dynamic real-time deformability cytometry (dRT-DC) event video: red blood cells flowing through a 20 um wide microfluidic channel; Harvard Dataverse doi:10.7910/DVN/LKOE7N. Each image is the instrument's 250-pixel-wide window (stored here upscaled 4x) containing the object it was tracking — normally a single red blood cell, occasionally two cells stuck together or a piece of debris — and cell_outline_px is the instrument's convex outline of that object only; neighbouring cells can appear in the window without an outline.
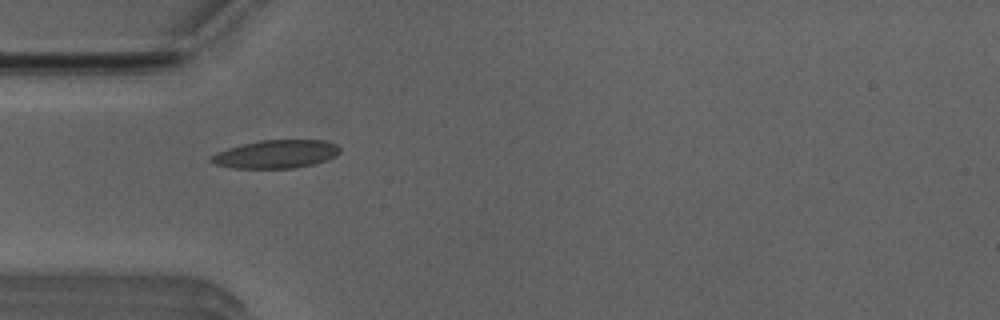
{"species": "Egyptian fruit bat (a non-hibernating species)", "species_latin": "Rousettus aegyptiacus", "temperature_condition": "room temperature", "stored_images_in_passage": 6, "camera_frame_rate_fps": 3000, "um_per_image_px": 0.085, "animal": {"sex": "male"}, "frame": {"image": 1, "passage_image": 4, "time_ms": 4.333, "image_size_px": [1000, 320], "cell_outline_px": [[340, 152], [336, 156], [312, 164], [292, 168], [232, 168], [216, 164], [208, 160], [216, 152], [228, 148], [260, 140], [324, 140], [336, 144], [340, 148]], "centroid_in_image_um": [23.46, 13.09], "position_along_channel_um": 61.5, "area_um2": 20.98}}